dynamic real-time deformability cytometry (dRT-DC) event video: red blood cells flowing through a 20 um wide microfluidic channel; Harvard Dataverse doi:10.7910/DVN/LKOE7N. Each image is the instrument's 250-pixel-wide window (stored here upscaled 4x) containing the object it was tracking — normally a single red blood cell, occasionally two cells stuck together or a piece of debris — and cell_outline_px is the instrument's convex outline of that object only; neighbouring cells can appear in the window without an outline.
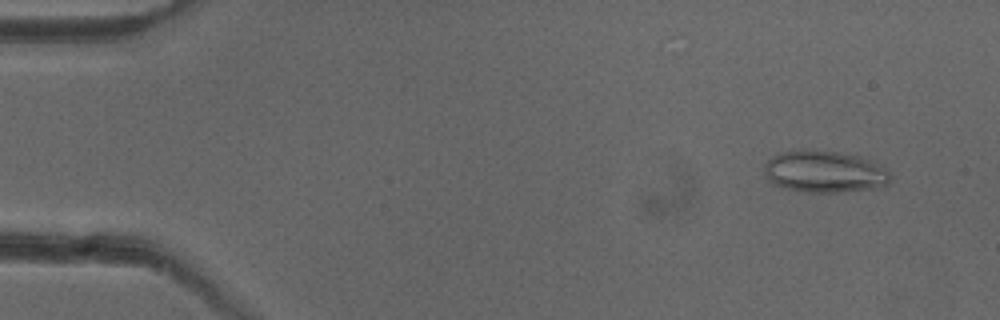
{"species": "common noctule bat (a hibernating species)", "species_latin": "Nyctalus noctula", "temperature_condition": "cold", "stored_images_in_passage": 51, "camera_frame_rate_fps": 3000, "um_per_image_px": 0.085, "animal": {"sex": "female"}, "frame": {"image": 1, "passage_image": 4, "time_ms": 1.0, "image_size_px": [1000, 320], "cell_outline_px": [[892, 180], [888, 184], [872, 188], [836, 192], [808, 192], [788, 188], [776, 184], [768, 180], [764, 176], [764, 164], [772, 156], [780, 152], [836, 152], [856, 156], [868, 160], [884, 168], [892, 176]], "centroid_in_image_um": [70.07, 14.62], "position_along_channel_um": 14.9, "area_um2": 29.77}}
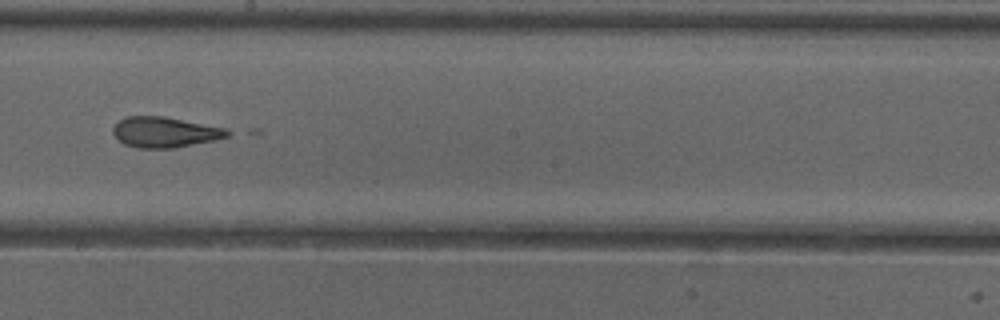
{"frame": {"image": 2, "passage_image": 29, "time_ms": 9.333, "image_size_px": [1000, 320], "cell_outline_px": [[236, 132], [228, 136], [216, 140], [172, 148], [136, 148], [124, 144], [112, 132], [112, 128], [120, 120], [128, 116], [164, 116], [228, 128]], "centroid_in_image_um": [14.08, 11.23], "position_along_channel_um": 234.1, "area_um2": 20.52}}
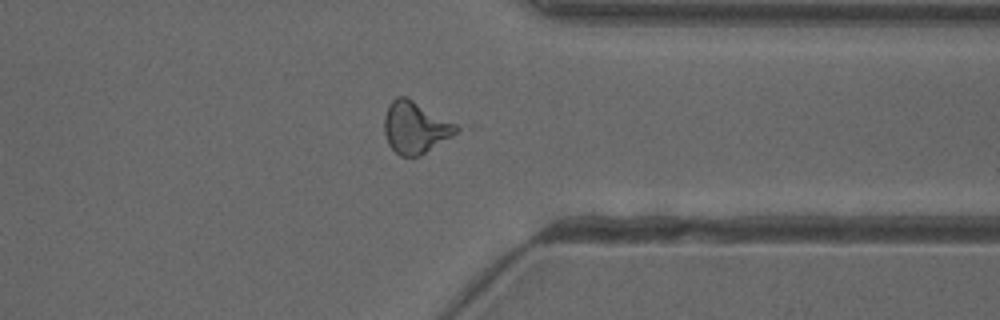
{"frame": {"image": 3, "passage_image": 40, "time_ms": 13.0, "image_size_px": [1000, 320], "cell_outline_px": [[472, 124], [420, 156], [400, 156], [388, 144], [384, 132], [384, 116], [388, 104], [396, 96], [408, 96]], "centroid_in_image_um": [35.53, 10.74], "position_along_channel_um": 375.9, "area_um2": 23.99}, "authors_computed_cell_mechanics": {"area_um2": 21.386, "velocity_mm_per_s": 3.9826, "shape_relaxation_time_tau1_ms": null, "shape_relaxation_time_tau2_ms": 1.77, "deformation_change_tau1": null, "deformation_change_tau2": 0.0895}}